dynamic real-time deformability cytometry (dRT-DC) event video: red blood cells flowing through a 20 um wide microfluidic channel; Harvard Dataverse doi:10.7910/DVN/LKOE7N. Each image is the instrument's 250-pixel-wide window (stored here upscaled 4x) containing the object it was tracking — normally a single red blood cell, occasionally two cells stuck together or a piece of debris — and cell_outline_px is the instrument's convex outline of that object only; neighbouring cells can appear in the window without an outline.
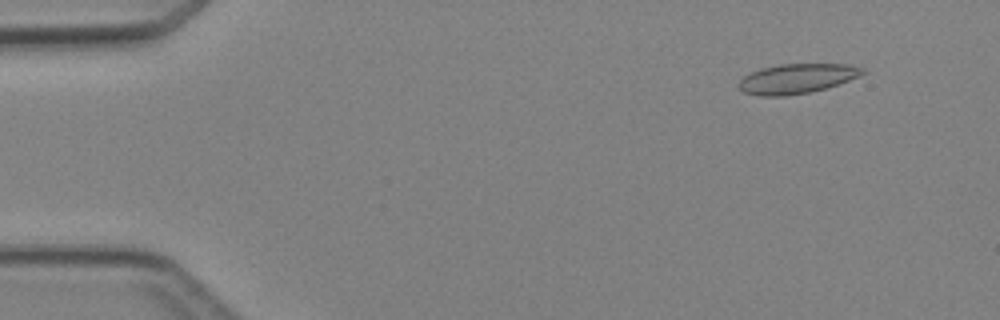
{"species": "Egyptian fruit bat (a non-hibernating species)", "species_latin": "Rousettus aegyptiacus", "temperature_condition": "cold", "stored_images_in_passage": 6, "camera_frame_rate_fps": 3000, "um_per_image_px": 0.085, "animal": {"sex": "female"}, "frame": {"image": 1, "passage_image": 2, "time_ms": 1.333, "image_size_px": [1000, 320], "cell_outline_px": [[868, 72], [860, 76], [828, 88], [808, 92], [784, 96], [760, 96], [744, 92], [740, 88], [740, 80], [744, 76], [760, 68], [780, 64], [844, 64], [864, 68]], "centroid_in_image_um": [67.77, 6.68], "position_along_channel_um": 17.2, "area_um2": 21.39}}
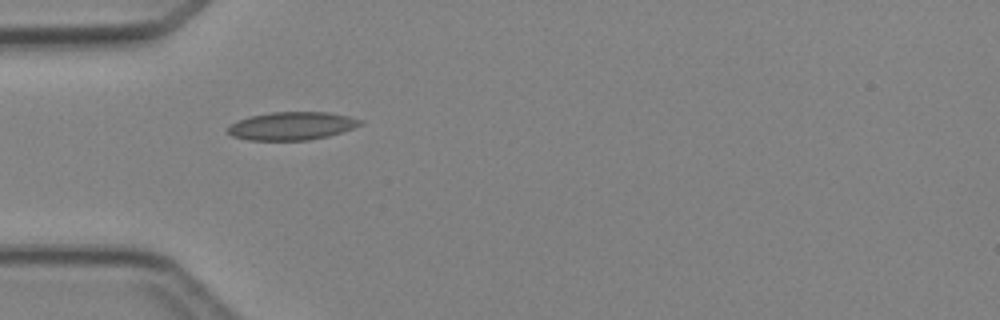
{"frame": {"image": 2, "passage_image": 5, "time_ms": 4.667, "image_size_px": [1000, 320], "cell_outline_px": [[364, 124], [328, 136], [308, 140], [248, 140], [232, 136], [228, 132], [228, 128], [232, 124], [240, 120], [252, 116], [272, 112], [328, 112], [348, 116], [364, 120]], "centroid_in_image_um": [24.85, 10.7], "position_along_channel_um": 60.2, "area_um2": 21.44}}
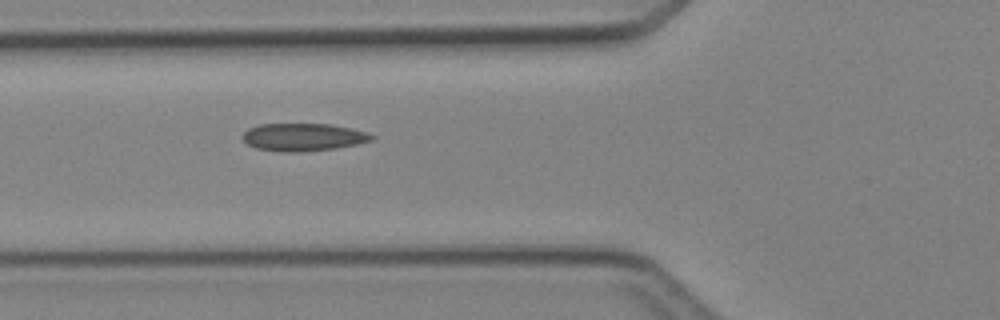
{"frame": {"image": 3, "passage_image": 6, "time_ms": 5.667, "image_size_px": [1000, 320], "cell_outline_px": [[376, 136], [372, 140], [356, 144], [336, 148], [300, 152], [280, 152], [256, 148], [248, 144], [240, 136], [248, 128], [260, 124], [332, 124], [352, 128], [368, 132]], "centroid_in_image_um": [25.78, 11.65], "position_along_channel_um": 100.0, "area_um2": 20.98}}